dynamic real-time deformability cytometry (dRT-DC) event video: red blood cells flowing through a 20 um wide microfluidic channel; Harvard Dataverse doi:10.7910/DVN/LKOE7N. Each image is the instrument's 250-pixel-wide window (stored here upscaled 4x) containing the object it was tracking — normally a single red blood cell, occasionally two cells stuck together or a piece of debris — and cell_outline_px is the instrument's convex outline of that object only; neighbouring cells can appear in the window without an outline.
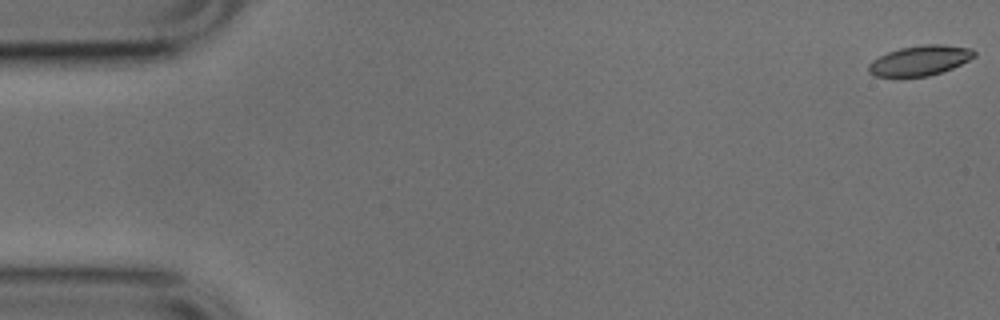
{"species": "common noctule bat (a hibernating species)", "species_latin": "Nyctalus noctula", "temperature_condition": "cold", "stored_images_in_passage": 52, "camera_frame_rate_fps": 3000, "um_per_image_px": 0.085, "animal": {"sex": "male", "body_mass_g": 17.9, "forearm_length_mm": 54.2}, "frame": {"image": 1, "passage_image": 1, "time_ms": 0.0, "image_size_px": [1000, 320], "cell_outline_px": [[976, 56], [952, 68], [928, 76], [876, 76], [868, 72], [868, 64], [872, 60], [888, 52], [900, 48], [924, 44], [944, 44], [972, 48], [976, 52]], "centroid_in_image_um": [78.21, 5.12], "position_along_channel_um": 6.8, "area_um2": 18.38}}
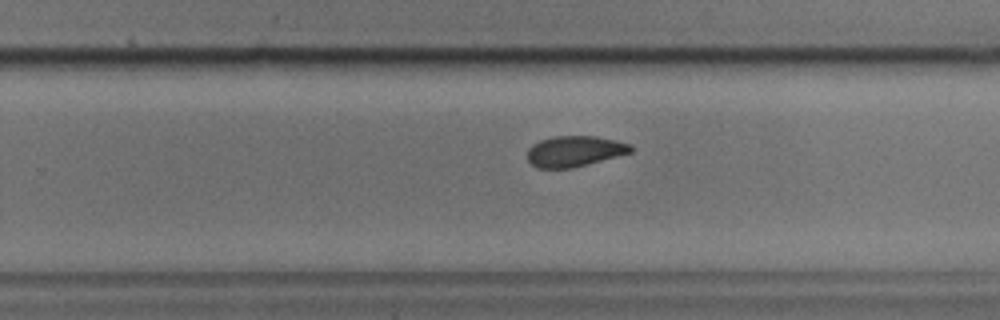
{"frame": {"image": 2, "passage_image": 33, "time_ms": 10.667, "image_size_px": [1000, 320], "cell_outline_px": [[632, 152], [588, 164], [572, 168], [536, 168], [528, 160], [528, 148], [532, 144], [540, 140], [552, 136], [596, 136], [616, 140], [632, 144]], "centroid_in_image_um": [48.83, 12.85], "position_along_channel_um": 281.0, "area_um2": 18.61}}
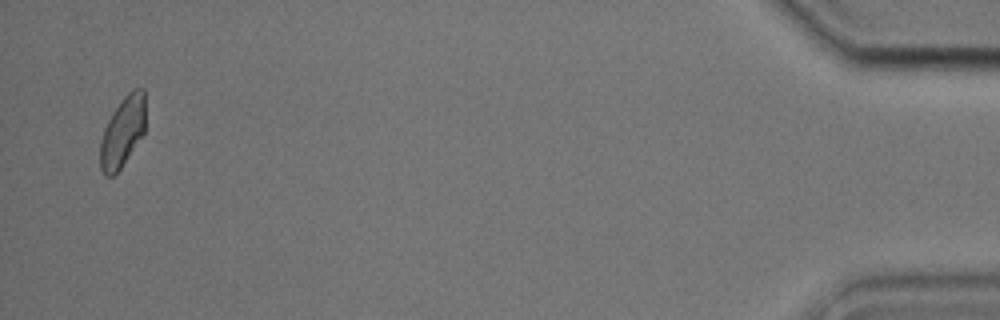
{"frame": {"image": 3, "passage_image": 51, "time_ms": 16.667, "image_size_px": [1000, 320], "cell_outline_px": [[144, 132], [120, 168], [112, 176], [104, 176], [100, 168], [100, 144], [104, 128], [112, 112], [124, 96], [132, 88], [144, 88]], "centroid_in_image_um": [10.4, 11.18], "position_along_channel_um": 424.8, "area_um2": 18.26}, "authors_computed_cell_mechanics": {"area_um2": 19.3341, "velocity_mm_per_s": 3.8318, "shape_relaxation_time_tau1_ms": 5.6495, "shape_relaxation_time_tau2_ms": 2.8537, "deformation_change_tau1": 0.1194, "deformation_change_tau2": 0.0812}}